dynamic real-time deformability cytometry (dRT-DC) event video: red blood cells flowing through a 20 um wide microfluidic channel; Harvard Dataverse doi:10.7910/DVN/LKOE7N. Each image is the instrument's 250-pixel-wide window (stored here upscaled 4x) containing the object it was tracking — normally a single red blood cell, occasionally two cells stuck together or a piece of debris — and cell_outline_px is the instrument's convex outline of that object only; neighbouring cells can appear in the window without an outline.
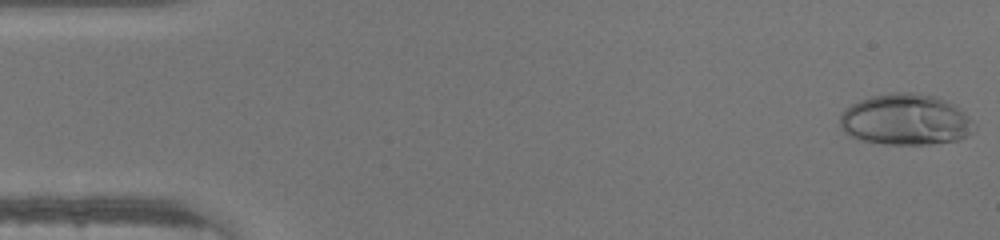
{"species": "human", "species_latin": "Homo sapiens", "temperature_condition": "warm", "stored_images_in_passage": 46, "camera_frame_rate_fps": 3000, "um_per_image_px": 0.085, "donor": {"sex": "male"}, "frame": {"image": 1, "passage_image": 1, "time_ms": 0.0, "image_size_px": [1000, 240], "cell_outline_px": [[976, 128], [968, 136], [956, 140], [932, 144], [884, 144], [860, 140], [848, 136], [840, 128], [840, 112], [844, 108], [860, 100], [872, 96], [896, 92], [916, 92], [936, 96], [956, 104], [976, 124]], "centroid_in_image_um": [76.98, 10.17], "position_along_channel_um": 8.0, "area_um2": 40.58}}
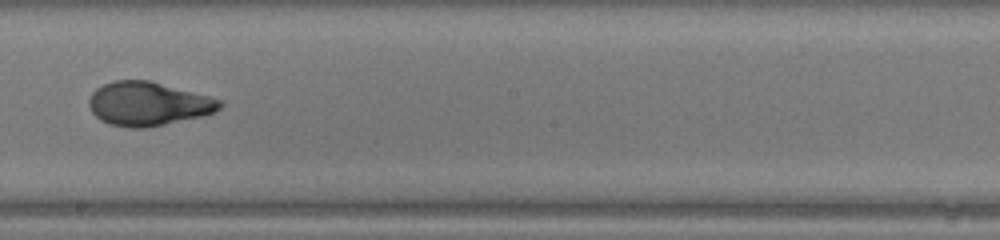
{"frame": {"image": 2, "passage_image": 26, "time_ms": 8.333, "image_size_px": [1000, 240], "cell_outline_px": [[224, 104], [216, 112], [204, 116], [144, 128], [128, 128], [108, 124], [100, 120], [92, 112], [88, 104], [88, 100], [92, 92], [96, 88], [104, 84], [116, 80], [152, 80], [224, 100]], "centroid_in_image_um": [12.62, 8.82], "position_along_channel_um": 235.6, "area_um2": 33.81}}
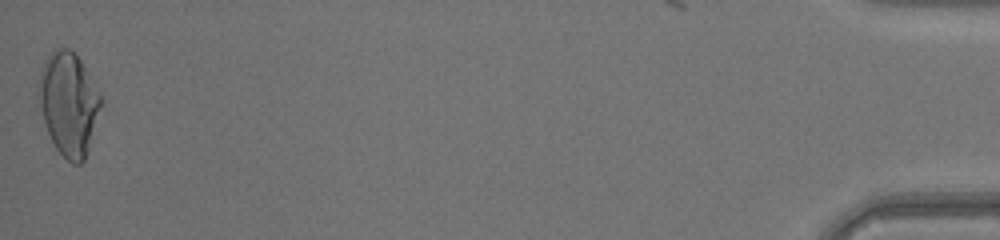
{"frame": {"image": 3, "passage_image": 46, "time_ms": 15.0, "image_size_px": [1000, 240], "cell_outline_px": [[104, 104], [88, 152], [84, 160], [80, 164], [72, 164], [56, 148], [44, 124], [36, 92], [40, 72], [48, 56], [56, 48], [68, 48], [80, 60], [104, 96]], "centroid_in_image_um": [5.88, 8.83], "position_along_channel_um": 429.3, "area_um2": 38.09}}